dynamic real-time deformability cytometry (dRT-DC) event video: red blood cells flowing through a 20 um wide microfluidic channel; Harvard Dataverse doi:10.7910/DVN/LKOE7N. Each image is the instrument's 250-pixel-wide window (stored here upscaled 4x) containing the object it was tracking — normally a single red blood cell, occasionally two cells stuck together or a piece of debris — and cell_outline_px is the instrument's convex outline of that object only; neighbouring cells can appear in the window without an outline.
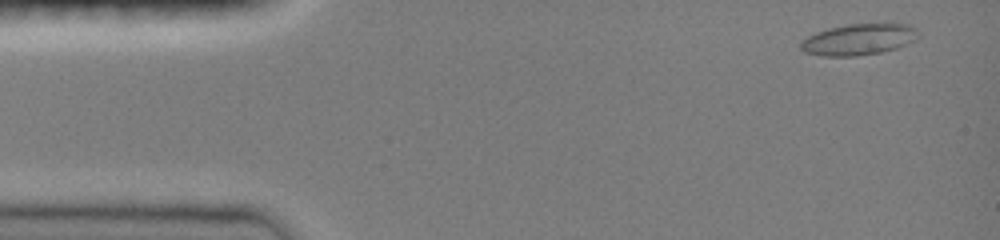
{"species": "common noctule bat (a hibernating species)", "species_latin": "Nyctalus noctula", "temperature_condition": "room temperature", "stored_images_in_passage": 9, "camera_frame_rate_fps": 3000, "um_per_image_px": 0.085, "animal": {"sex": "female", "body_mass_g": 19.0, "forearm_length_mm": 51.5}, "frame": {"image": 1, "passage_image": 3, "time_ms": 0.667, "image_size_px": [1000, 240], "cell_outline_px": [[920, 36], [916, 40], [908, 44], [896, 48], [880, 52], [856, 56], [820, 56], [804, 52], [800, 48], [800, 40], [816, 32], [828, 28], [848, 24], [912, 24], [920, 32]], "centroid_in_image_um": [73.01, 3.35], "position_along_channel_um": 12.0, "area_um2": 21.68}}